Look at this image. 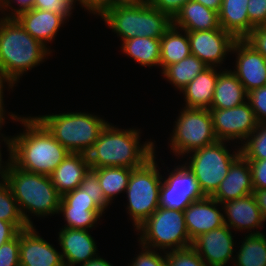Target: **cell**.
<instances>
[{
    "instance_id": "1",
    "label": "cell",
    "mask_w": 266,
    "mask_h": 266,
    "mask_svg": "<svg viewBox=\"0 0 266 266\" xmlns=\"http://www.w3.org/2000/svg\"><path fill=\"white\" fill-rule=\"evenodd\" d=\"M8 115L25 127L22 133L12 136V162L22 170L50 176L70 152L35 116Z\"/></svg>"
},
{
    "instance_id": "2",
    "label": "cell",
    "mask_w": 266,
    "mask_h": 266,
    "mask_svg": "<svg viewBox=\"0 0 266 266\" xmlns=\"http://www.w3.org/2000/svg\"><path fill=\"white\" fill-rule=\"evenodd\" d=\"M140 129H119L107 123L87 153L91 169L101 167H141L155 154V143H140Z\"/></svg>"
},
{
    "instance_id": "3",
    "label": "cell",
    "mask_w": 266,
    "mask_h": 266,
    "mask_svg": "<svg viewBox=\"0 0 266 266\" xmlns=\"http://www.w3.org/2000/svg\"><path fill=\"white\" fill-rule=\"evenodd\" d=\"M50 54L16 18L0 17V73L14 85Z\"/></svg>"
},
{
    "instance_id": "4",
    "label": "cell",
    "mask_w": 266,
    "mask_h": 266,
    "mask_svg": "<svg viewBox=\"0 0 266 266\" xmlns=\"http://www.w3.org/2000/svg\"><path fill=\"white\" fill-rule=\"evenodd\" d=\"M5 181L28 226H33V222L27 212L37 217L58 214L61 196L52 184L50 176L22 170L11 162Z\"/></svg>"
},
{
    "instance_id": "5",
    "label": "cell",
    "mask_w": 266,
    "mask_h": 266,
    "mask_svg": "<svg viewBox=\"0 0 266 266\" xmlns=\"http://www.w3.org/2000/svg\"><path fill=\"white\" fill-rule=\"evenodd\" d=\"M100 16L121 41L135 37L161 38L172 26V19L149 2L111 6Z\"/></svg>"
},
{
    "instance_id": "6",
    "label": "cell",
    "mask_w": 266,
    "mask_h": 266,
    "mask_svg": "<svg viewBox=\"0 0 266 266\" xmlns=\"http://www.w3.org/2000/svg\"><path fill=\"white\" fill-rule=\"evenodd\" d=\"M70 153L87 154L108 123L86 112H67L35 116Z\"/></svg>"
},
{
    "instance_id": "7",
    "label": "cell",
    "mask_w": 266,
    "mask_h": 266,
    "mask_svg": "<svg viewBox=\"0 0 266 266\" xmlns=\"http://www.w3.org/2000/svg\"><path fill=\"white\" fill-rule=\"evenodd\" d=\"M135 230L140 233L139 245L161 249L160 252L186 248L193 242L186 229L184 211L158 207Z\"/></svg>"
},
{
    "instance_id": "8",
    "label": "cell",
    "mask_w": 266,
    "mask_h": 266,
    "mask_svg": "<svg viewBox=\"0 0 266 266\" xmlns=\"http://www.w3.org/2000/svg\"><path fill=\"white\" fill-rule=\"evenodd\" d=\"M155 156L141 167L132 169L125 191L128 198L126 210L135 229L159 207L162 175Z\"/></svg>"
},
{
    "instance_id": "9",
    "label": "cell",
    "mask_w": 266,
    "mask_h": 266,
    "mask_svg": "<svg viewBox=\"0 0 266 266\" xmlns=\"http://www.w3.org/2000/svg\"><path fill=\"white\" fill-rule=\"evenodd\" d=\"M227 141L215 143L188 153L189 161L185 165L195 175L201 191L205 196H212L227 176L232 162L241 154L240 146L229 152Z\"/></svg>"
},
{
    "instance_id": "10",
    "label": "cell",
    "mask_w": 266,
    "mask_h": 266,
    "mask_svg": "<svg viewBox=\"0 0 266 266\" xmlns=\"http://www.w3.org/2000/svg\"><path fill=\"white\" fill-rule=\"evenodd\" d=\"M176 119L169 144L174 156L183 158L218 141L209 109L183 107Z\"/></svg>"
},
{
    "instance_id": "11",
    "label": "cell",
    "mask_w": 266,
    "mask_h": 266,
    "mask_svg": "<svg viewBox=\"0 0 266 266\" xmlns=\"http://www.w3.org/2000/svg\"><path fill=\"white\" fill-rule=\"evenodd\" d=\"M160 188L159 207L184 211L192 202L205 197L195 175L185 165H178L163 178Z\"/></svg>"
},
{
    "instance_id": "12",
    "label": "cell",
    "mask_w": 266,
    "mask_h": 266,
    "mask_svg": "<svg viewBox=\"0 0 266 266\" xmlns=\"http://www.w3.org/2000/svg\"><path fill=\"white\" fill-rule=\"evenodd\" d=\"M217 140L241 144L257 128L258 122L248 101L228 109H209Z\"/></svg>"
},
{
    "instance_id": "13",
    "label": "cell",
    "mask_w": 266,
    "mask_h": 266,
    "mask_svg": "<svg viewBox=\"0 0 266 266\" xmlns=\"http://www.w3.org/2000/svg\"><path fill=\"white\" fill-rule=\"evenodd\" d=\"M191 55L199 58L208 67H219L231 52L235 38L219 29L187 32ZM221 64V65H220Z\"/></svg>"
},
{
    "instance_id": "14",
    "label": "cell",
    "mask_w": 266,
    "mask_h": 266,
    "mask_svg": "<svg viewBox=\"0 0 266 266\" xmlns=\"http://www.w3.org/2000/svg\"><path fill=\"white\" fill-rule=\"evenodd\" d=\"M235 53L236 64L232 71L248 93L265 86L266 58L245 39H236L231 52Z\"/></svg>"
},
{
    "instance_id": "15",
    "label": "cell",
    "mask_w": 266,
    "mask_h": 266,
    "mask_svg": "<svg viewBox=\"0 0 266 266\" xmlns=\"http://www.w3.org/2000/svg\"><path fill=\"white\" fill-rule=\"evenodd\" d=\"M234 236L225 224L195 238L192 247L208 266H227L235 259Z\"/></svg>"
},
{
    "instance_id": "16",
    "label": "cell",
    "mask_w": 266,
    "mask_h": 266,
    "mask_svg": "<svg viewBox=\"0 0 266 266\" xmlns=\"http://www.w3.org/2000/svg\"><path fill=\"white\" fill-rule=\"evenodd\" d=\"M20 266H64L61 252L44 240L35 226L20 230Z\"/></svg>"
},
{
    "instance_id": "17",
    "label": "cell",
    "mask_w": 266,
    "mask_h": 266,
    "mask_svg": "<svg viewBox=\"0 0 266 266\" xmlns=\"http://www.w3.org/2000/svg\"><path fill=\"white\" fill-rule=\"evenodd\" d=\"M221 207L225 212H223L224 223L231 230H248L247 233L251 230L249 234L263 233L257 231L259 228L262 229L261 227H263L265 220L253 193L236 200L221 203Z\"/></svg>"
},
{
    "instance_id": "18",
    "label": "cell",
    "mask_w": 266,
    "mask_h": 266,
    "mask_svg": "<svg viewBox=\"0 0 266 266\" xmlns=\"http://www.w3.org/2000/svg\"><path fill=\"white\" fill-rule=\"evenodd\" d=\"M219 206L218 201L211 196H205L192 202L184 210L186 229L192 241L203 233L225 225Z\"/></svg>"
},
{
    "instance_id": "19",
    "label": "cell",
    "mask_w": 266,
    "mask_h": 266,
    "mask_svg": "<svg viewBox=\"0 0 266 266\" xmlns=\"http://www.w3.org/2000/svg\"><path fill=\"white\" fill-rule=\"evenodd\" d=\"M89 232L65 227L58 232L64 266L82 265L98 256L96 242Z\"/></svg>"
},
{
    "instance_id": "20",
    "label": "cell",
    "mask_w": 266,
    "mask_h": 266,
    "mask_svg": "<svg viewBox=\"0 0 266 266\" xmlns=\"http://www.w3.org/2000/svg\"><path fill=\"white\" fill-rule=\"evenodd\" d=\"M254 191L248 160L240 154L231 164L227 176L211 196L220 204L236 200Z\"/></svg>"
},
{
    "instance_id": "21",
    "label": "cell",
    "mask_w": 266,
    "mask_h": 266,
    "mask_svg": "<svg viewBox=\"0 0 266 266\" xmlns=\"http://www.w3.org/2000/svg\"><path fill=\"white\" fill-rule=\"evenodd\" d=\"M24 29L50 52L47 44L55 39L60 27L66 23L59 14L33 8L15 17ZM63 24V25H62Z\"/></svg>"
},
{
    "instance_id": "22",
    "label": "cell",
    "mask_w": 266,
    "mask_h": 266,
    "mask_svg": "<svg viewBox=\"0 0 266 266\" xmlns=\"http://www.w3.org/2000/svg\"><path fill=\"white\" fill-rule=\"evenodd\" d=\"M87 154L70 153L50 175L52 184L62 197L78 188L89 171Z\"/></svg>"
},
{
    "instance_id": "23",
    "label": "cell",
    "mask_w": 266,
    "mask_h": 266,
    "mask_svg": "<svg viewBox=\"0 0 266 266\" xmlns=\"http://www.w3.org/2000/svg\"><path fill=\"white\" fill-rule=\"evenodd\" d=\"M172 25L187 32L220 28L218 12L193 0L179 10L172 19Z\"/></svg>"
},
{
    "instance_id": "24",
    "label": "cell",
    "mask_w": 266,
    "mask_h": 266,
    "mask_svg": "<svg viewBox=\"0 0 266 266\" xmlns=\"http://www.w3.org/2000/svg\"><path fill=\"white\" fill-rule=\"evenodd\" d=\"M216 67H207L199 73L180 92L184 95V107L209 109L212 104L213 93L218 79Z\"/></svg>"
},
{
    "instance_id": "25",
    "label": "cell",
    "mask_w": 266,
    "mask_h": 266,
    "mask_svg": "<svg viewBox=\"0 0 266 266\" xmlns=\"http://www.w3.org/2000/svg\"><path fill=\"white\" fill-rule=\"evenodd\" d=\"M249 0H222L218 12L220 27L235 39H245L255 27L248 18Z\"/></svg>"
},
{
    "instance_id": "26",
    "label": "cell",
    "mask_w": 266,
    "mask_h": 266,
    "mask_svg": "<svg viewBox=\"0 0 266 266\" xmlns=\"http://www.w3.org/2000/svg\"><path fill=\"white\" fill-rule=\"evenodd\" d=\"M247 101V92L232 70L224 69L218 74L209 109H228Z\"/></svg>"
},
{
    "instance_id": "27",
    "label": "cell",
    "mask_w": 266,
    "mask_h": 266,
    "mask_svg": "<svg viewBox=\"0 0 266 266\" xmlns=\"http://www.w3.org/2000/svg\"><path fill=\"white\" fill-rule=\"evenodd\" d=\"M190 55L191 50L187 31L172 25L160 38V67L162 71L167 66L177 63Z\"/></svg>"
},
{
    "instance_id": "28",
    "label": "cell",
    "mask_w": 266,
    "mask_h": 266,
    "mask_svg": "<svg viewBox=\"0 0 266 266\" xmlns=\"http://www.w3.org/2000/svg\"><path fill=\"white\" fill-rule=\"evenodd\" d=\"M125 55L144 67H160V38L135 37L122 41Z\"/></svg>"
},
{
    "instance_id": "29",
    "label": "cell",
    "mask_w": 266,
    "mask_h": 266,
    "mask_svg": "<svg viewBox=\"0 0 266 266\" xmlns=\"http://www.w3.org/2000/svg\"><path fill=\"white\" fill-rule=\"evenodd\" d=\"M207 67L199 58L190 55L177 63L167 66L161 73L169 83L181 91Z\"/></svg>"
},
{
    "instance_id": "30",
    "label": "cell",
    "mask_w": 266,
    "mask_h": 266,
    "mask_svg": "<svg viewBox=\"0 0 266 266\" xmlns=\"http://www.w3.org/2000/svg\"><path fill=\"white\" fill-rule=\"evenodd\" d=\"M236 252L235 266H266V235L248 234Z\"/></svg>"
},
{
    "instance_id": "31",
    "label": "cell",
    "mask_w": 266,
    "mask_h": 266,
    "mask_svg": "<svg viewBox=\"0 0 266 266\" xmlns=\"http://www.w3.org/2000/svg\"><path fill=\"white\" fill-rule=\"evenodd\" d=\"M97 173L99 184L105 199L110 203L115 196L126 191L132 169L127 167H101L93 169Z\"/></svg>"
},
{
    "instance_id": "32",
    "label": "cell",
    "mask_w": 266,
    "mask_h": 266,
    "mask_svg": "<svg viewBox=\"0 0 266 266\" xmlns=\"http://www.w3.org/2000/svg\"><path fill=\"white\" fill-rule=\"evenodd\" d=\"M62 213L66 224L65 228L90 230L103 215L100 209H79L73 207H59L58 214Z\"/></svg>"
},
{
    "instance_id": "33",
    "label": "cell",
    "mask_w": 266,
    "mask_h": 266,
    "mask_svg": "<svg viewBox=\"0 0 266 266\" xmlns=\"http://www.w3.org/2000/svg\"><path fill=\"white\" fill-rule=\"evenodd\" d=\"M0 220L12 223L19 231L28 227L6 181L0 183Z\"/></svg>"
},
{
    "instance_id": "34",
    "label": "cell",
    "mask_w": 266,
    "mask_h": 266,
    "mask_svg": "<svg viewBox=\"0 0 266 266\" xmlns=\"http://www.w3.org/2000/svg\"><path fill=\"white\" fill-rule=\"evenodd\" d=\"M240 151L247 160L266 159V122L258 123L253 133L240 145Z\"/></svg>"
},
{
    "instance_id": "35",
    "label": "cell",
    "mask_w": 266,
    "mask_h": 266,
    "mask_svg": "<svg viewBox=\"0 0 266 266\" xmlns=\"http://www.w3.org/2000/svg\"><path fill=\"white\" fill-rule=\"evenodd\" d=\"M166 266H208L192 246L166 251Z\"/></svg>"
},
{
    "instance_id": "36",
    "label": "cell",
    "mask_w": 266,
    "mask_h": 266,
    "mask_svg": "<svg viewBox=\"0 0 266 266\" xmlns=\"http://www.w3.org/2000/svg\"><path fill=\"white\" fill-rule=\"evenodd\" d=\"M80 187L92 198L95 205L103 212L109 206V202L105 199L104 192L99 184L97 173L93 169L85 174V178L80 184Z\"/></svg>"
},
{
    "instance_id": "37",
    "label": "cell",
    "mask_w": 266,
    "mask_h": 266,
    "mask_svg": "<svg viewBox=\"0 0 266 266\" xmlns=\"http://www.w3.org/2000/svg\"><path fill=\"white\" fill-rule=\"evenodd\" d=\"M59 207H73L79 209H99L92 198L80 186L64 194L60 199Z\"/></svg>"
},
{
    "instance_id": "38",
    "label": "cell",
    "mask_w": 266,
    "mask_h": 266,
    "mask_svg": "<svg viewBox=\"0 0 266 266\" xmlns=\"http://www.w3.org/2000/svg\"><path fill=\"white\" fill-rule=\"evenodd\" d=\"M74 5H76L75 0H35L33 8L59 14L68 20L75 8Z\"/></svg>"
},
{
    "instance_id": "39",
    "label": "cell",
    "mask_w": 266,
    "mask_h": 266,
    "mask_svg": "<svg viewBox=\"0 0 266 266\" xmlns=\"http://www.w3.org/2000/svg\"><path fill=\"white\" fill-rule=\"evenodd\" d=\"M247 101L258 123L266 122V86L247 93Z\"/></svg>"
},
{
    "instance_id": "40",
    "label": "cell",
    "mask_w": 266,
    "mask_h": 266,
    "mask_svg": "<svg viewBox=\"0 0 266 266\" xmlns=\"http://www.w3.org/2000/svg\"><path fill=\"white\" fill-rule=\"evenodd\" d=\"M20 232L0 246V266H20Z\"/></svg>"
},
{
    "instance_id": "41",
    "label": "cell",
    "mask_w": 266,
    "mask_h": 266,
    "mask_svg": "<svg viewBox=\"0 0 266 266\" xmlns=\"http://www.w3.org/2000/svg\"><path fill=\"white\" fill-rule=\"evenodd\" d=\"M141 247L142 251L133 258L134 260L128 266H166L165 252L159 254L155 249L143 245Z\"/></svg>"
},
{
    "instance_id": "42",
    "label": "cell",
    "mask_w": 266,
    "mask_h": 266,
    "mask_svg": "<svg viewBox=\"0 0 266 266\" xmlns=\"http://www.w3.org/2000/svg\"><path fill=\"white\" fill-rule=\"evenodd\" d=\"M15 2L18 5L17 8H14L13 5H11ZM34 2L35 0H0V12L3 14V17L15 18L20 13L33 9ZM7 10L9 11V13Z\"/></svg>"
},
{
    "instance_id": "43",
    "label": "cell",
    "mask_w": 266,
    "mask_h": 266,
    "mask_svg": "<svg viewBox=\"0 0 266 266\" xmlns=\"http://www.w3.org/2000/svg\"><path fill=\"white\" fill-rule=\"evenodd\" d=\"M247 13L255 27L266 25V0H249Z\"/></svg>"
},
{
    "instance_id": "44",
    "label": "cell",
    "mask_w": 266,
    "mask_h": 266,
    "mask_svg": "<svg viewBox=\"0 0 266 266\" xmlns=\"http://www.w3.org/2000/svg\"><path fill=\"white\" fill-rule=\"evenodd\" d=\"M254 190L266 189V159L248 160Z\"/></svg>"
},
{
    "instance_id": "45",
    "label": "cell",
    "mask_w": 266,
    "mask_h": 266,
    "mask_svg": "<svg viewBox=\"0 0 266 266\" xmlns=\"http://www.w3.org/2000/svg\"><path fill=\"white\" fill-rule=\"evenodd\" d=\"M189 1L191 0H149V3L155 9L173 19L179 10Z\"/></svg>"
},
{
    "instance_id": "46",
    "label": "cell",
    "mask_w": 266,
    "mask_h": 266,
    "mask_svg": "<svg viewBox=\"0 0 266 266\" xmlns=\"http://www.w3.org/2000/svg\"><path fill=\"white\" fill-rule=\"evenodd\" d=\"M245 40L266 58V25L254 27Z\"/></svg>"
},
{
    "instance_id": "47",
    "label": "cell",
    "mask_w": 266,
    "mask_h": 266,
    "mask_svg": "<svg viewBox=\"0 0 266 266\" xmlns=\"http://www.w3.org/2000/svg\"><path fill=\"white\" fill-rule=\"evenodd\" d=\"M81 7L94 15L100 16L107 8L111 7V0H75Z\"/></svg>"
},
{
    "instance_id": "48",
    "label": "cell",
    "mask_w": 266,
    "mask_h": 266,
    "mask_svg": "<svg viewBox=\"0 0 266 266\" xmlns=\"http://www.w3.org/2000/svg\"><path fill=\"white\" fill-rule=\"evenodd\" d=\"M0 137H2V139H0L2 142L4 141V143L7 146V151L9 152V156H8V160L2 161V153H1V147H0V183L6 180V175L8 173V168L12 162V136H4L2 133H0ZM1 143V142H0ZM3 163V164H2Z\"/></svg>"
},
{
    "instance_id": "49",
    "label": "cell",
    "mask_w": 266,
    "mask_h": 266,
    "mask_svg": "<svg viewBox=\"0 0 266 266\" xmlns=\"http://www.w3.org/2000/svg\"><path fill=\"white\" fill-rule=\"evenodd\" d=\"M19 232L12 223L0 220V246L13 239Z\"/></svg>"
},
{
    "instance_id": "50",
    "label": "cell",
    "mask_w": 266,
    "mask_h": 266,
    "mask_svg": "<svg viewBox=\"0 0 266 266\" xmlns=\"http://www.w3.org/2000/svg\"><path fill=\"white\" fill-rule=\"evenodd\" d=\"M4 83L8 85L9 89L13 90V87L15 86L8 78H6L4 75L0 73V130L2 129V126L5 124V115H6V110L4 108V89L5 85Z\"/></svg>"
},
{
    "instance_id": "51",
    "label": "cell",
    "mask_w": 266,
    "mask_h": 266,
    "mask_svg": "<svg viewBox=\"0 0 266 266\" xmlns=\"http://www.w3.org/2000/svg\"><path fill=\"white\" fill-rule=\"evenodd\" d=\"M253 195L257 205L261 210L264 220L266 221V189L254 190Z\"/></svg>"
},
{
    "instance_id": "52",
    "label": "cell",
    "mask_w": 266,
    "mask_h": 266,
    "mask_svg": "<svg viewBox=\"0 0 266 266\" xmlns=\"http://www.w3.org/2000/svg\"><path fill=\"white\" fill-rule=\"evenodd\" d=\"M195 2H198L202 5H204L207 8H210L216 12H219L222 0H193Z\"/></svg>"
},
{
    "instance_id": "53",
    "label": "cell",
    "mask_w": 266,
    "mask_h": 266,
    "mask_svg": "<svg viewBox=\"0 0 266 266\" xmlns=\"http://www.w3.org/2000/svg\"><path fill=\"white\" fill-rule=\"evenodd\" d=\"M149 0H111V6L117 5H140L146 4Z\"/></svg>"
},
{
    "instance_id": "54",
    "label": "cell",
    "mask_w": 266,
    "mask_h": 266,
    "mask_svg": "<svg viewBox=\"0 0 266 266\" xmlns=\"http://www.w3.org/2000/svg\"><path fill=\"white\" fill-rule=\"evenodd\" d=\"M80 266H113V265L110 262H108V260H105L98 255L96 258L91 259L89 262L82 264Z\"/></svg>"
}]
</instances>
